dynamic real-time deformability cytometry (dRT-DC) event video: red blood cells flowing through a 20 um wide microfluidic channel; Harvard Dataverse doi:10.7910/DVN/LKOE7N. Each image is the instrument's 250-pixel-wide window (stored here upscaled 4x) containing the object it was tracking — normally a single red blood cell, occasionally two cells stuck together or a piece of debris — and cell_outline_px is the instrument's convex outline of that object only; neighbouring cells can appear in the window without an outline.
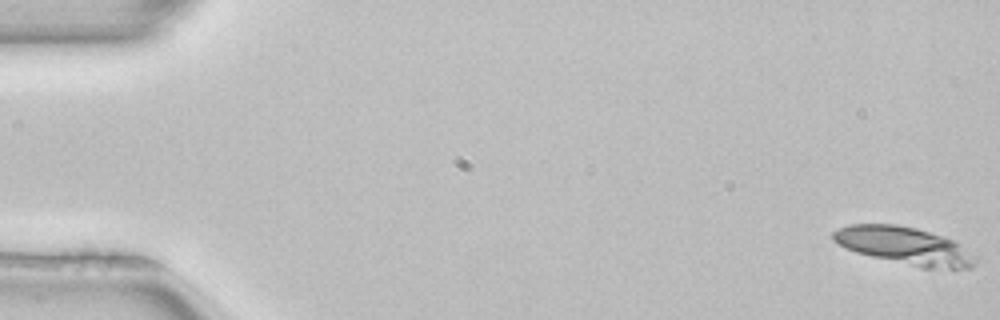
{"species": "common noctule bat (a hibernating species)", "species_latin": "Nyctalus noctula", "temperature_condition": "room temperature", "stored_images_in_passage": 6, "camera_frame_rate_fps": 3000, "um_per_image_px": 0.085, "animal": {"sex": "female", "body_mass_g": 22.7, "forearm_length_mm": 54.2}, "frame": {"image": 1, "passage_image": 1, "time_ms": 0.0, "image_size_px": [1000, 320], "cell_outline_px": [[980, 256], [976, 264], [972, 268], [920, 268], [856, 252], [832, 240], [832, 232], [848, 224], [896, 224], [916, 228], [952, 240]], "centroid_in_image_um": [76.94, 20.9], "position_along_channel_um": 8.1, "area_um2": 31.04}}